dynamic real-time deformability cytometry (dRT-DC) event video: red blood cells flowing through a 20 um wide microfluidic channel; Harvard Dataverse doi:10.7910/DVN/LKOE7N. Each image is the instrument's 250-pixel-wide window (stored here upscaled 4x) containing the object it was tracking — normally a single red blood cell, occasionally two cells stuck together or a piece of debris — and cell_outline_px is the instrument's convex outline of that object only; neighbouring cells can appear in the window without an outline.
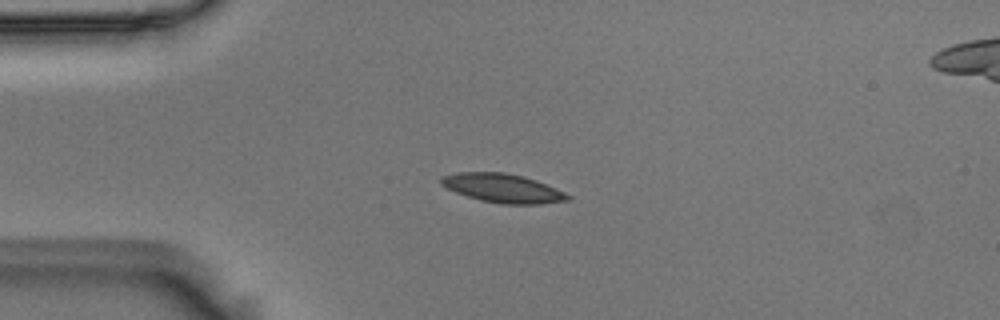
{"species": "Egyptian fruit bat (a non-hibernating species)", "species_latin": "Rousettus aegyptiacus", "temperature_condition": "room temperature", "stored_images_in_passage": 9, "camera_frame_rate_fps": 3000, "um_per_image_px": 0.085, "animal": {"sex": "male"}, "frame": {"image": 1, "passage_image": 4, "time_ms": 1.0, "image_size_px": [1000, 320], "cell_outline_px": [[572, 200], [540, 204], [500, 204], [480, 200], [456, 192], [440, 184], [440, 176], [456, 172], [504, 172], [524, 176], [536, 180], [564, 192], [572, 196]], "centroid_in_image_um": [42.74, 15.99], "position_along_channel_um": 42.3, "area_um2": 21.39}}
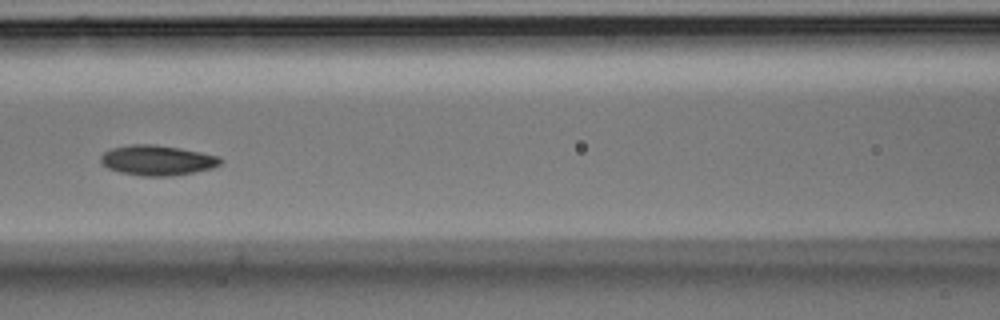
{"frame": {"image": 2, "passage_image": 7, "time_ms": 2.0, "image_size_px": [1000, 320], "cell_outline_px": [[224, 160], [220, 164], [212, 168], [172, 176], [140, 176], [120, 172], [108, 168], [100, 160], [100, 156], [104, 152], [112, 148], [132, 144], [156, 144], [180, 148], [220, 156]], "centroid_in_image_um": [13.38, 13.62], "position_along_channel_um": 153.2, "area_um2": 21.04}}
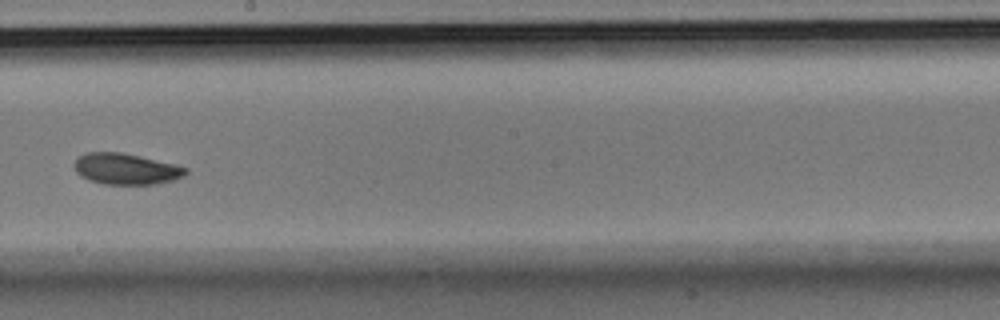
{"frame": {"image": 3, "passage_image": 9, "time_ms": 2.667, "image_size_px": [1000, 320], "cell_outline_px": [[188, 172], [184, 176], [172, 180], [156, 184], [104, 184], [88, 180], [80, 176], [76, 172], [72, 164], [80, 156], [88, 152], [120, 152], [140, 156], [176, 164], [188, 168]], "centroid_in_image_um": [10.7, 14.36], "position_along_channel_um": 237.5, "area_um2": 20.29}}